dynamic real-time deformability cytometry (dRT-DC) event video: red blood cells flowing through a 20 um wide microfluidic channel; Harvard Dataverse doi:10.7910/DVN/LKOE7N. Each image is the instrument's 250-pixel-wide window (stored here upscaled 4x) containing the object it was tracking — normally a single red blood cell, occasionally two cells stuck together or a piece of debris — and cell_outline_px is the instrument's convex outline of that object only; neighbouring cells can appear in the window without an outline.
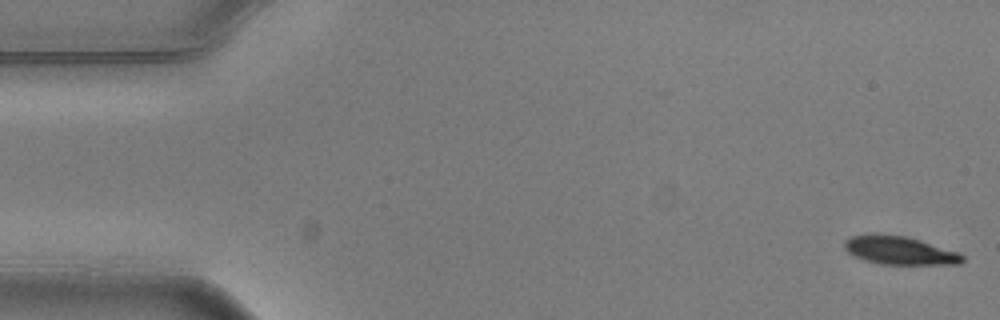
{"species": "common noctule bat (a hibernating species)", "species_latin": "Nyctalus noctula", "temperature_condition": "warm", "stored_images_in_passage": 3, "camera_frame_rate_fps": 3000, "um_per_image_px": 0.085, "animal": {"sex": "male", "body_mass_g": 20.5, "forearm_length_mm": 52.5}, "frame": {"image": 1, "passage_image": 1, "time_ms": 0.0, "image_size_px": [1000, 320], "cell_outline_px": [[964, 260], [960, 264], [880, 264], [864, 260], [848, 252], [844, 248], [844, 240], [852, 236], [872, 232], [876, 232], [908, 236], [960, 252], [964, 256]], "centroid_in_image_um": [76.46, 21.26], "position_along_channel_um": 8.5, "area_um2": 19.88}}